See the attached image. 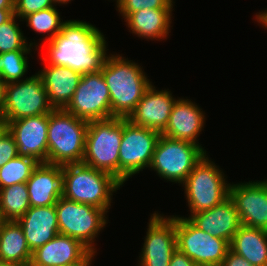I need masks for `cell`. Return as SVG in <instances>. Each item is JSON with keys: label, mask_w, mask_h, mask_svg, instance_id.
<instances>
[{"label": "cell", "mask_w": 267, "mask_h": 266, "mask_svg": "<svg viewBox=\"0 0 267 266\" xmlns=\"http://www.w3.org/2000/svg\"><path fill=\"white\" fill-rule=\"evenodd\" d=\"M47 65L66 66L81 74L101 71L107 57L106 40L91 23L67 20L60 33L47 42Z\"/></svg>", "instance_id": "cell-1"}, {"label": "cell", "mask_w": 267, "mask_h": 266, "mask_svg": "<svg viewBox=\"0 0 267 266\" xmlns=\"http://www.w3.org/2000/svg\"><path fill=\"white\" fill-rule=\"evenodd\" d=\"M108 86L112 117L128 118L152 85L138 63L109 54L101 68Z\"/></svg>", "instance_id": "cell-2"}, {"label": "cell", "mask_w": 267, "mask_h": 266, "mask_svg": "<svg viewBox=\"0 0 267 266\" xmlns=\"http://www.w3.org/2000/svg\"><path fill=\"white\" fill-rule=\"evenodd\" d=\"M62 180L64 198L106 212L110 209L113 192L123 186L113 175L83 163L62 165Z\"/></svg>", "instance_id": "cell-3"}, {"label": "cell", "mask_w": 267, "mask_h": 266, "mask_svg": "<svg viewBox=\"0 0 267 266\" xmlns=\"http://www.w3.org/2000/svg\"><path fill=\"white\" fill-rule=\"evenodd\" d=\"M88 124L65 109H53L48 122V164L82 163Z\"/></svg>", "instance_id": "cell-4"}, {"label": "cell", "mask_w": 267, "mask_h": 266, "mask_svg": "<svg viewBox=\"0 0 267 266\" xmlns=\"http://www.w3.org/2000/svg\"><path fill=\"white\" fill-rule=\"evenodd\" d=\"M122 135L121 117L89 122L82 163L107 172L119 180V149Z\"/></svg>", "instance_id": "cell-5"}, {"label": "cell", "mask_w": 267, "mask_h": 266, "mask_svg": "<svg viewBox=\"0 0 267 266\" xmlns=\"http://www.w3.org/2000/svg\"><path fill=\"white\" fill-rule=\"evenodd\" d=\"M206 156L195 165L182 184L191 214L211 209L229 197L230 184L224 173Z\"/></svg>", "instance_id": "cell-6"}, {"label": "cell", "mask_w": 267, "mask_h": 266, "mask_svg": "<svg viewBox=\"0 0 267 266\" xmlns=\"http://www.w3.org/2000/svg\"><path fill=\"white\" fill-rule=\"evenodd\" d=\"M205 154L201 145L161 134L149 168L167 181L182 184Z\"/></svg>", "instance_id": "cell-7"}, {"label": "cell", "mask_w": 267, "mask_h": 266, "mask_svg": "<svg viewBox=\"0 0 267 266\" xmlns=\"http://www.w3.org/2000/svg\"><path fill=\"white\" fill-rule=\"evenodd\" d=\"M55 208L59 233L81 241L91 251L96 252L95 237H98L107 223V212L89 204L68 200L63 196L56 202Z\"/></svg>", "instance_id": "cell-8"}, {"label": "cell", "mask_w": 267, "mask_h": 266, "mask_svg": "<svg viewBox=\"0 0 267 266\" xmlns=\"http://www.w3.org/2000/svg\"><path fill=\"white\" fill-rule=\"evenodd\" d=\"M52 110L53 107L38 73L24 80L3 85L1 116L6 122L49 114Z\"/></svg>", "instance_id": "cell-9"}, {"label": "cell", "mask_w": 267, "mask_h": 266, "mask_svg": "<svg viewBox=\"0 0 267 266\" xmlns=\"http://www.w3.org/2000/svg\"><path fill=\"white\" fill-rule=\"evenodd\" d=\"M160 136L158 131L134 125L123 118V135L119 149V181L122 184L150 167Z\"/></svg>", "instance_id": "cell-10"}, {"label": "cell", "mask_w": 267, "mask_h": 266, "mask_svg": "<svg viewBox=\"0 0 267 266\" xmlns=\"http://www.w3.org/2000/svg\"><path fill=\"white\" fill-rule=\"evenodd\" d=\"M175 229L177 250L186 254L195 264H222L230 249L228 241L204 232L186 217L175 215Z\"/></svg>", "instance_id": "cell-11"}, {"label": "cell", "mask_w": 267, "mask_h": 266, "mask_svg": "<svg viewBox=\"0 0 267 266\" xmlns=\"http://www.w3.org/2000/svg\"><path fill=\"white\" fill-rule=\"evenodd\" d=\"M65 110L87 122L112 118L110 94L101 71L82 74Z\"/></svg>", "instance_id": "cell-12"}, {"label": "cell", "mask_w": 267, "mask_h": 266, "mask_svg": "<svg viewBox=\"0 0 267 266\" xmlns=\"http://www.w3.org/2000/svg\"><path fill=\"white\" fill-rule=\"evenodd\" d=\"M176 250L175 216L167 218L154 212L149 219L139 266H169Z\"/></svg>", "instance_id": "cell-13"}, {"label": "cell", "mask_w": 267, "mask_h": 266, "mask_svg": "<svg viewBox=\"0 0 267 266\" xmlns=\"http://www.w3.org/2000/svg\"><path fill=\"white\" fill-rule=\"evenodd\" d=\"M48 122L49 114L6 122V129L16 142L18 156L48 163Z\"/></svg>", "instance_id": "cell-14"}, {"label": "cell", "mask_w": 267, "mask_h": 266, "mask_svg": "<svg viewBox=\"0 0 267 266\" xmlns=\"http://www.w3.org/2000/svg\"><path fill=\"white\" fill-rule=\"evenodd\" d=\"M229 197L234 201L243 226L267 230V179L232 183Z\"/></svg>", "instance_id": "cell-15"}, {"label": "cell", "mask_w": 267, "mask_h": 266, "mask_svg": "<svg viewBox=\"0 0 267 266\" xmlns=\"http://www.w3.org/2000/svg\"><path fill=\"white\" fill-rule=\"evenodd\" d=\"M176 100L170 91L166 89L159 91L151 85L127 119L134 125L162 133L168 124Z\"/></svg>", "instance_id": "cell-16"}, {"label": "cell", "mask_w": 267, "mask_h": 266, "mask_svg": "<svg viewBox=\"0 0 267 266\" xmlns=\"http://www.w3.org/2000/svg\"><path fill=\"white\" fill-rule=\"evenodd\" d=\"M188 219L197 228L229 243L242 225L234 201L230 197L211 209L190 214Z\"/></svg>", "instance_id": "cell-17"}, {"label": "cell", "mask_w": 267, "mask_h": 266, "mask_svg": "<svg viewBox=\"0 0 267 266\" xmlns=\"http://www.w3.org/2000/svg\"><path fill=\"white\" fill-rule=\"evenodd\" d=\"M201 110L190 99L179 98L172 108L165 130L161 134L199 145L197 138L204 128L206 119Z\"/></svg>", "instance_id": "cell-18"}, {"label": "cell", "mask_w": 267, "mask_h": 266, "mask_svg": "<svg viewBox=\"0 0 267 266\" xmlns=\"http://www.w3.org/2000/svg\"><path fill=\"white\" fill-rule=\"evenodd\" d=\"M91 250L81 241L57 234L32 252L29 266H65L82 260Z\"/></svg>", "instance_id": "cell-19"}, {"label": "cell", "mask_w": 267, "mask_h": 266, "mask_svg": "<svg viewBox=\"0 0 267 266\" xmlns=\"http://www.w3.org/2000/svg\"><path fill=\"white\" fill-rule=\"evenodd\" d=\"M26 184L30 207L55 205L62 197V165L39 163Z\"/></svg>", "instance_id": "cell-20"}, {"label": "cell", "mask_w": 267, "mask_h": 266, "mask_svg": "<svg viewBox=\"0 0 267 266\" xmlns=\"http://www.w3.org/2000/svg\"><path fill=\"white\" fill-rule=\"evenodd\" d=\"M17 222L23 230L31 252L43 246L59 234L55 205L30 207Z\"/></svg>", "instance_id": "cell-21"}, {"label": "cell", "mask_w": 267, "mask_h": 266, "mask_svg": "<svg viewBox=\"0 0 267 266\" xmlns=\"http://www.w3.org/2000/svg\"><path fill=\"white\" fill-rule=\"evenodd\" d=\"M53 109H65L71 101L82 74L66 66L45 65L38 71Z\"/></svg>", "instance_id": "cell-22"}, {"label": "cell", "mask_w": 267, "mask_h": 266, "mask_svg": "<svg viewBox=\"0 0 267 266\" xmlns=\"http://www.w3.org/2000/svg\"><path fill=\"white\" fill-rule=\"evenodd\" d=\"M172 9H142L124 19L129 31L147 40L166 39L172 22Z\"/></svg>", "instance_id": "cell-23"}, {"label": "cell", "mask_w": 267, "mask_h": 266, "mask_svg": "<svg viewBox=\"0 0 267 266\" xmlns=\"http://www.w3.org/2000/svg\"><path fill=\"white\" fill-rule=\"evenodd\" d=\"M32 252L17 221H4L0 228V263L29 266Z\"/></svg>", "instance_id": "cell-24"}, {"label": "cell", "mask_w": 267, "mask_h": 266, "mask_svg": "<svg viewBox=\"0 0 267 266\" xmlns=\"http://www.w3.org/2000/svg\"><path fill=\"white\" fill-rule=\"evenodd\" d=\"M229 245L251 265L267 266V230L241 225Z\"/></svg>", "instance_id": "cell-25"}, {"label": "cell", "mask_w": 267, "mask_h": 266, "mask_svg": "<svg viewBox=\"0 0 267 266\" xmlns=\"http://www.w3.org/2000/svg\"><path fill=\"white\" fill-rule=\"evenodd\" d=\"M30 208L26 183L0 188V212L5 221H17Z\"/></svg>", "instance_id": "cell-26"}, {"label": "cell", "mask_w": 267, "mask_h": 266, "mask_svg": "<svg viewBox=\"0 0 267 266\" xmlns=\"http://www.w3.org/2000/svg\"><path fill=\"white\" fill-rule=\"evenodd\" d=\"M40 162L36 159L17 156L0 167V188L26 183Z\"/></svg>", "instance_id": "cell-27"}, {"label": "cell", "mask_w": 267, "mask_h": 266, "mask_svg": "<svg viewBox=\"0 0 267 266\" xmlns=\"http://www.w3.org/2000/svg\"><path fill=\"white\" fill-rule=\"evenodd\" d=\"M30 51H10L0 54V76L2 84L21 81L28 71ZM26 55V56H25Z\"/></svg>", "instance_id": "cell-28"}, {"label": "cell", "mask_w": 267, "mask_h": 266, "mask_svg": "<svg viewBox=\"0 0 267 266\" xmlns=\"http://www.w3.org/2000/svg\"><path fill=\"white\" fill-rule=\"evenodd\" d=\"M23 20L27 22V26L38 33H47L49 37L44 41L48 42L57 36L65 21L60 18L59 11L56 7H50L30 15ZM62 20V21H61Z\"/></svg>", "instance_id": "cell-29"}, {"label": "cell", "mask_w": 267, "mask_h": 266, "mask_svg": "<svg viewBox=\"0 0 267 266\" xmlns=\"http://www.w3.org/2000/svg\"><path fill=\"white\" fill-rule=\"evenodd\" d=\"M14 15L9 21L0 25V54L10 51H30L35 42L28 45Z\"/></svg>", "instance_id": "cell-30"}, {"label": "cell", "mask_w": 267, "mask_h": 266, "mask_svg": "<svg viewBox=\"0 0 267 266\" xmlns=\"http://www.w3.org/2000/svg\"><path fill=\"white\" fill-rule=\"evenodd\" d=\"M118 12L125 18L142 9H172L173 0H116Z\"/></svg>", "instance_id": "cell-31"}, {"label": "cell", "mask_w": 267, "mask_h": 266, "mask_svg": "<svg viewBox=\"0 0 267 266\" xmlns=\"http://www.w3.org/2000/svg\"><path fill=\"white\" fill-rule=\"evenodd\" d=\"M50 7H56L52 0H15L14 15L21 21L27 15Z\"/></svg>", "instance_id": "cell-32"}, {"label": "cell", "mask_w": 267, "mask_h": 266, "mask_svg": "<svg viewBox=\"0 0 267 266\" xmlns=\"http://www.w3.org/2000/svg\"><path fill=\"white\" fill-rule=\"evenodd\" d=\"M18 156V148L13 136L6 129L0 135V167L4 166L9 160Z\"/></svg>", "instance_id": "cell-33"}, {"label": "cell", "mask_w": 267, "mask_h": 266, "mask_svg": "<svg viewBox=\"0 0 267 266\" xmlns=\"http://www.w3.org/2000/svg\"><path fill=\"white\" fill-rule=\"evenodd\" d=\"M221 265L222 266H254V265H251L242 256L236 254L230 249L228 250Z\"/></svg>", "instance_id": "cell-34"}, {"label": "cell", "mask_w": 267, "mask_h": 266, "mask_svg": "<svg viewBox=\"0 0 267 266\" xmlns=\"http://www.w3.org/2000/svg\"><path fill=\"white\" fill-rule=\"evenodd\" d=\"M169 266H198L186 254L176 250L171 257Z\"/></svg>", "instance_id": "cell-35"}, {"label": "cell", "mask_w": 267, "mask_h": 266, "mask_svg": "<svg viewBox=\"0 0 267 266\" xmlns=\"http://www.w3.org/2000/svg\"><path fill=\"white\" fill-rule=\"evenodd\" d=\"M95 253L97 252H93L90 251L82 260H80L79 262L70 264V265H65V266H91V262L93 260V257L95 256Z\"/></svg>", "instance_id": "cell-36"}, {"label": "cell", "mask_w": 267, "mask_h": 266, "mask_svg": "<svg viewBox=\"0 0 267 266\" xmlns=\"http://www.w3.org/2000/svg\"><path fill=\"white\" fill-rule=\"evenodd\" d=\"M14 16V9H0V25L6 23Z\"/></svg>", "instance_id": "cell-37"}, {"label": "cell", "mask_w": 267, "mask_h": 266, "mask_svg": "<svg viewBox=\"0 0 267 266\" xmlns=\"http://www.w3.org/2000/svg\"><path fill=\"white\" fill-rule=\"evenodd\" d=\"M256 20L263 26V28L265 27L267 29V10L264 12L262 11L259 14L256 13Z\"/></svg>", "instance_id": "cell-38"}, {"label": "cell", "mask_w": 267, "mask_h": 266, "mask_svg": "<svg viewBox=\"0 0 267 266\" xmlns=\"http://www.w3.org/2000/svg\"><path fill=\"white\" fill-rule=\"evenodd\" d=\"M0 9H15V0H0Z\"/></svg>", "instance_id": "cell-39"}, {"label": "cell", "mask_w": 267, "mask_h": 266, "mask_svg": "<svg viewBox=\"0 0 267 266\" xmlns=\"http://www.w3.org/2000/svg\"><path fill=\"white\" fill-rule=\"evenodd\" d=\"M6 130V121L0 116V135Z\"/></svg>", "instance_id": "cell-40"}, {"label": "cell", "mask_w": 267, "mask_h": 266, "mask_svg": "<svg viewBox=\"0 0 267 266\" xmlns=\"http://www.w3.org/2000/svg\"><path fill=\"white\" fill-rule=\"evenodd\" d=\"M3 108V86H0V116Z\"/></svg>", "instance_id": "cell-41"}, {"label": "cell", "mask_w": 267, "mask_h": 266, "mask_svg": "<svg viewBox=\"0 0 267 266\" xmlns=\"http://www.w3.org/2000/svg\"><path fill=\"white\" fill-rule=\"evenodd\" d=\"M53 3L55 4V6L58 4H68V2H70L71 0H52Z\"/></svg>", "instance_id": "cell-42"}, {"label": "cell", "mask_w": 267, "mask_h": 266, "mask_svg": "<svg viewBox=\"0 0 267 266\" xmlns=\"http://www.w3.org/2000/svg\"><path fill=\"white\" fill-rule=\"evenodd\" d=\"M5 220L2 218V215H1V212H0V228H1V225L2 223L4 222Z\"/></svg>", "instance_id": "cell-43"}, {"label": "cell", "mask_w": 267, "mask_h": 266, "mask_svg": "<svg viewBox=\"0 0 267 266\" xmlns=\"http://www.w3.org/2000/svg\"><path fill=\"white\" fill-rule=\"evenodd\" d=\"M0 266H10V265L0 263Z\"/></svg>", "instance_id": "cell-44"}, {"label": "cell", "mask_w": 267, "mask_h": 266, "mask_svg": "<svg viewBox=\"0 0 267 266\" xmlns=\"http://www.w3.org/2000/svg\"><path fill=\"white\" fill-rule=\"evenodd\" d=\"M0 86H3L1 76H0Z\"/></svg>", "instance_id": "cell-45"}]
</instances>
